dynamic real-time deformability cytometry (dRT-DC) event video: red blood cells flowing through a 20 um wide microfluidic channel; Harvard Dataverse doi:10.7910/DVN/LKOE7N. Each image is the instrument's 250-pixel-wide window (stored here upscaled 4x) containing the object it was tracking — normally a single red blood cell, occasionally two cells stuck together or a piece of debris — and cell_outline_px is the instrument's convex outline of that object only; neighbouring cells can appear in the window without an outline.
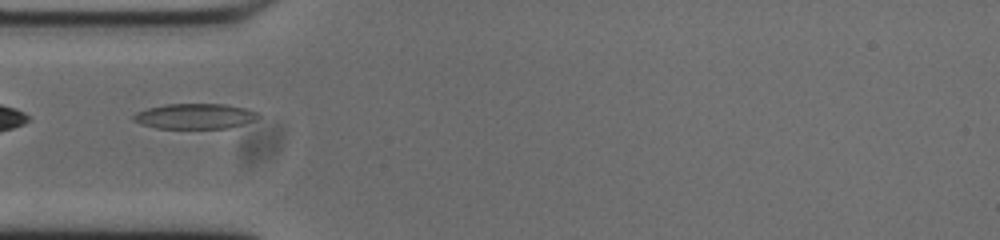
{"species": "common noctule bat (a hibernating species)", "species_latin": "Nyctalus noctula", "temperature_condition": "cold", "stored_images_in_passage": 36, "camera_frame_rate_fps": 3000, "um_per_image_px": 0.085, "animal": {"sex": "male", "body_mass_g": 20.0, "forearm_length_mm": 53.3}, "frame": {"image": 1, "passage_image": 1, "time_ms": 0.0, "image_size_px": [1000, 240], "cell_outline_px": [[260, 116], [256, 120], [244, 124], [228, 128], [156, 128], [140, 124], [132, 120], [132, 116], [136, 112], [148, 108], [164, 104], [224, 104], [248, 108], [256, 112]], "centroid_in_image_um": [16.57, 9.87], "position_along_channel_um": 68.4, "area_um2": 18.55}}
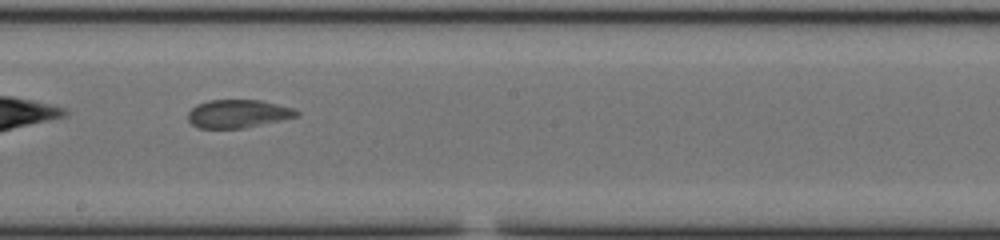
{"frame": {"image": 2, "passage_image": 14, "time_ms": 4.333, "image_size_px": [1000, 240], "cell_outline_px": [[300, 112], [296, 116], [280, 120], [244, 128], [200, 128], [192, 124], [188, 120], [188, 112], [196, 104], [208, 100], [260, 100], [296, 108]], "centroid_in_image_um": [20.22, 9.66], "position_along_channel_um": 228.0, "area_um2": 17.8}}
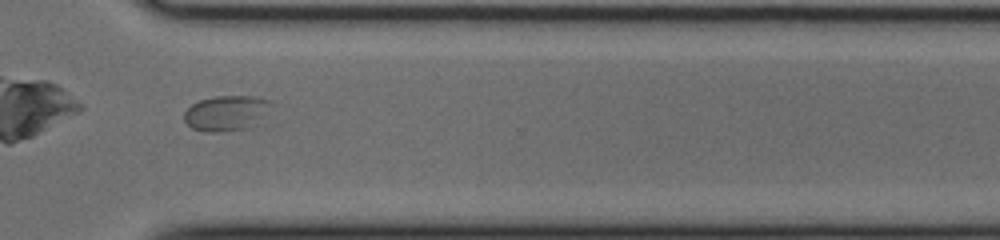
{"frame": {"image": 3, "passage_image": 24, "time_ms": 7.667, "image_size_px": [1000, 240], "cell_outline_px": [[280, 104], [264, 124], [248, 128], [216, 132], [204, 132], [192, 128], [184, 120], [184, 112], [192, 104], [200, 100], [216, 96], [256, 96], [272, 100]], "centroid_in_image_um": [19.49, 9.61], "position_along_channel_um": 351.1, "area_um2": 19.25}}